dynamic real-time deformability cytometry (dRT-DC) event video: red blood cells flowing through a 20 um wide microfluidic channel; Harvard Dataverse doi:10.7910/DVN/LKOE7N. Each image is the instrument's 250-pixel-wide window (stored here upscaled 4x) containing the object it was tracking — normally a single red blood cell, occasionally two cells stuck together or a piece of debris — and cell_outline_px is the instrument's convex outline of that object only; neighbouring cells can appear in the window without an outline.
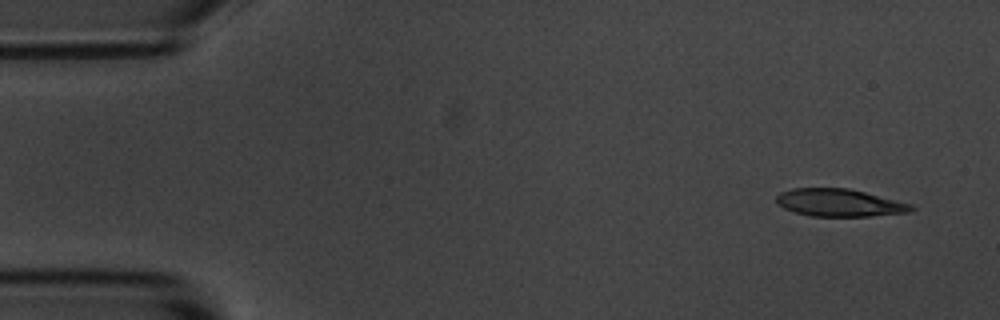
{"species": "common noctule bat (a hibernating species)", "species_latin": "Nyctalus noctula", "temperature_condition": "room temperature", "stored_images_in_passage": 4, "camera_frame_rate_fps": 3000, "um_per_image_px": 0.085, "animal": {"sex": "male", "body_mass_g": 20.1, "forearm_length_mm": 53.5}, "frame": {"image": 1, "passage_image": 1, "time_ms": 0.0, "image_size_px": [1000, 320], "cell_outline_px": [[916, 208], [912, 212], [872, 216], [812, 216], [796, 212], [784, 208], [776, 204], [776, 196], [780, 192], [792, 188], [848, 188], [912, 204]], "centroid_in_image_um": [71.35, 17.23], "position_along_channel_um": 13.6, "area_um2": 21.68}}
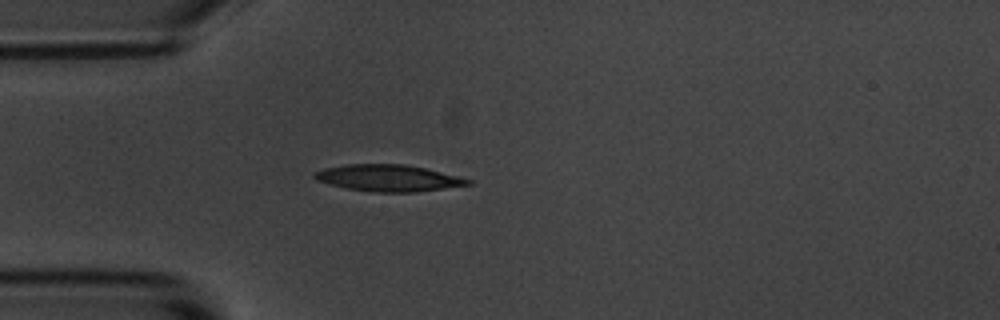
{"frame": {"image": 2, "passage_image": 4, "time_ms": 3.667, "image_size_px": [1000, 320], "cell_outline_px": [[472, 184], [416, 192], [372, 192], [348, 188], [316, 180], [312, 176], [312, 172], [324, 168], [344, 164], [404, 164], [424, 168], [460, 176], [472, 180]], "centroid_in_image_um": [33.0, 15.12], "position_along_channel_um": 52.0, "area_um2": 23.76}}